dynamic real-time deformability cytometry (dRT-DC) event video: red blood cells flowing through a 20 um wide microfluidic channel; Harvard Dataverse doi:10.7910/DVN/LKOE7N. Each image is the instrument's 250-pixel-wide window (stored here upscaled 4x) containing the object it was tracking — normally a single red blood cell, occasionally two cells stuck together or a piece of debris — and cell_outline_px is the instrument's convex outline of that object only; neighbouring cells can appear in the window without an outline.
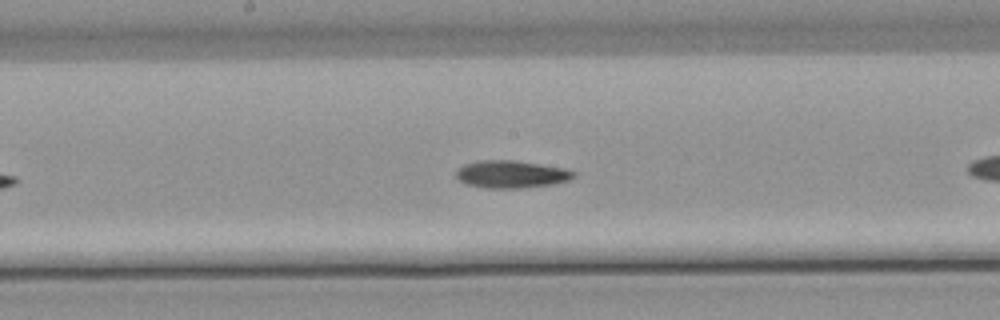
{"species": "common noctule bat (a hibernating species)", "species_latin": "Nyctalus noctula", "temperature_condition": "warm", "stored_images_in_passage": 31, "camera_frame_rate_fps": 3000, "um_per_image_px": 0.085, "animal": {"sex": "male", "body_mass_g": 21.5, "forearm_length_mm": 52.0}, "frame": {"image": 1, "passage_image": 14, "time_ms": 4.333, "image_size_px": [1000, 320], "cell_outline_px": [[576, 176], [568, 180], [556, 184], [520, 188], [488, 188], [468, 184], [460, 180], [456, 176], [456, 172], [464, 164], [480, 160], [512, 160], [568, 168], [576, 172]], "centroid_in_image_um": [43.53, 14.81], "position_along_channel_um": 204.7, "area_um2": 18.84}, "authors_computed_cell_mechanics": {"area_um2": 18.4382, "velocity_mm_per_s": 3.8091, "shape_relaxation_time_tau1_ms": 7.6808, "shape_relaxation_time_tau2_ms": 4.6512, "deformation_change_tau1": 0.1685, "deformation_change_tau2": 0.1089}}